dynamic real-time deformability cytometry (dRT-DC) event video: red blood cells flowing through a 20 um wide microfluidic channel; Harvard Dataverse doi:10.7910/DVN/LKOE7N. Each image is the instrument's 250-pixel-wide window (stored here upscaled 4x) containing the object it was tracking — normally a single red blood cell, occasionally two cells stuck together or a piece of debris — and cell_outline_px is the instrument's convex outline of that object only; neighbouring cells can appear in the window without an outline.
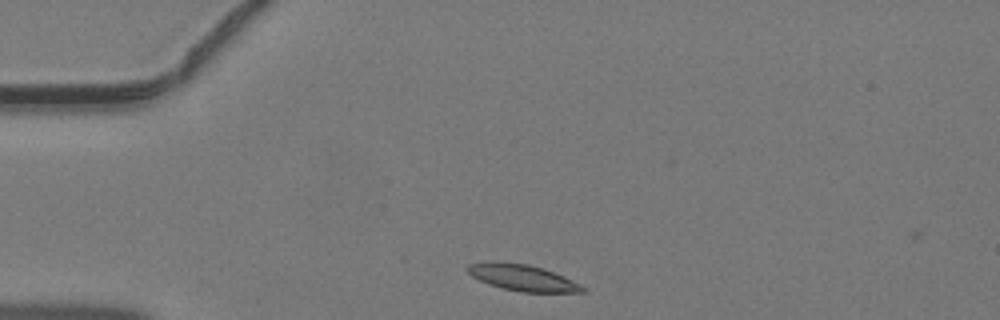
{"species": "common noctule bat (a hibernating species)", "species_latin": "Nyctalus noctula", "temperature_condition": "warm", "stored_images_in_passage": 35, "camera_frame_rate_fps": 3000, "um_per_image_px": 0.085, "animal": {"sex": "male", "body_mass_g": 19.2, "forearm_length_mm": 51.8}, "frame": {"image": 1, "passage_image": 1, "time_ms": 0.0, "image_size_px": [1000, 320], "cell_outline_px": [[588, 292], [520, 292], [488, 284], [472, 276], [468, 272], [468, 264], [488, 260], [496, 260], [528, 264], [544, 268], [564, 276], [588, 288]], "centroid_in_image_um": [44.43, 23.58], "position_along_channel_um": 40.6, "area_um2": 17.92}}
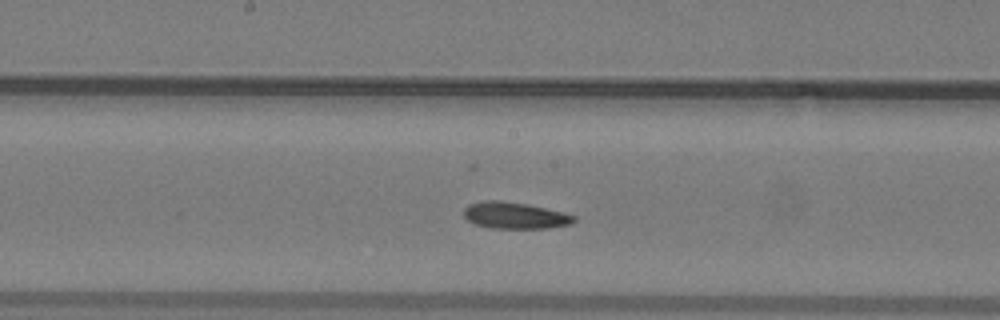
{"frame": {"image": 2, "passage_image": 14, "time_ms": 4.333, "image_size_px": [1000, 320], "cell_outline_px": [[576, 220], [572, 224], [548, 228], [492, 228], [476, 224], [468, 220], [464, 216], [464, 208], [468, 204], [484, 200], [500, 200], [528, 204], [564, 212], [576, 216]], "centroid_in_image_um": [43.78, 18.3], "position_along_channel_um": 204.4, "area_um2": 17.17}}
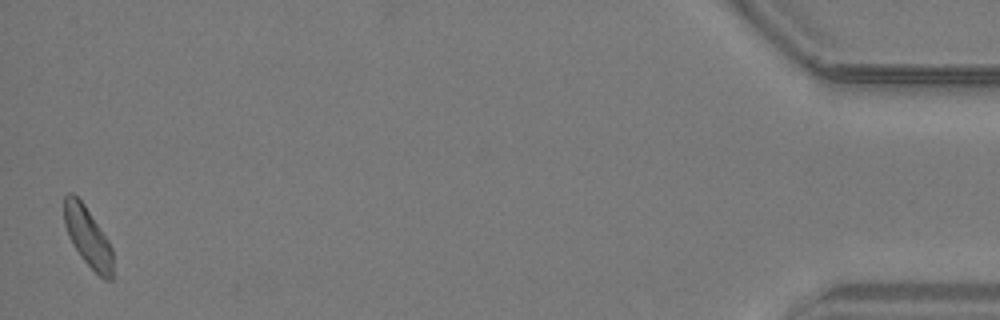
{"frame": {"image": 3, "passage_image": 35, "time_ms": 11.333, "image_size_px": [1000, 320], "cell_outline_px": [[112, 280], [104, 280], [80, 256], [72, 244], [68, 236], [64, 224], [64, 196], [68, 192], [72, 192], [84, 204], [108, 240], [112, 248]], "centroid_in_image_um": [7.44, 20.12], "position_along_channel_um": 427.8, "area_um2": 16.82}}